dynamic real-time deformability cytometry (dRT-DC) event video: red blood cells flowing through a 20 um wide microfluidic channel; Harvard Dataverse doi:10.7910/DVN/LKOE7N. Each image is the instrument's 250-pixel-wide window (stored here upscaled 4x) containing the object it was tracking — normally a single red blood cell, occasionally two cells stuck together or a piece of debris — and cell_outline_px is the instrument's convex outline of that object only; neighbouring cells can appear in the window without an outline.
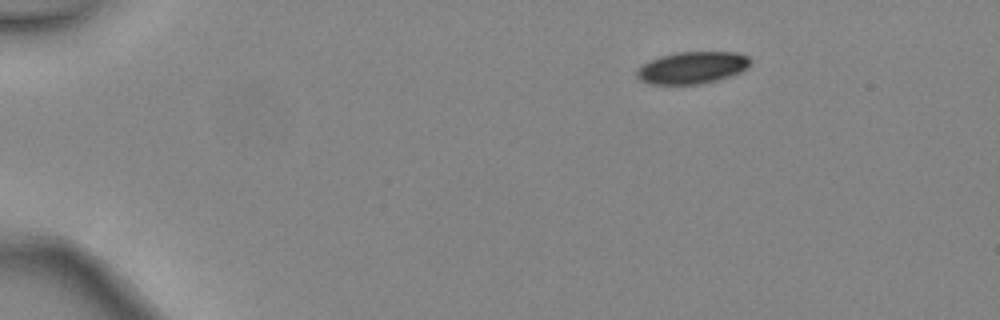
{"species": "common noctule bat (a hibernating species)", "species_latin": "Nyctalus noctula", "temperature_condition": "warm", "stored_images_in_passage": 3, "camera_frame_rate_fps": 3000, "um_per_image_px": 0.085, "animal": {"sex": "female", "body_mass_g": 24.6, "forearm_length_mm": 56.2}, "frame": {"image": 1, "passage_image": 1, "time_ms": 0.0, "image_size_px": [1000, 320], "cell_outline_px": [[752, 60], [748, 68], [740, 72], [716, 80], [696, 84], [648, 84], [640, 80], [636, 76], [636, 68], [648, 60], [660, 56], [676, 52], [736, 52], [748, 56]], "centroid_in_image_um": [58.8, 5.74], "position_along_channel_um": 26.2, "area_um2": 21.33}}